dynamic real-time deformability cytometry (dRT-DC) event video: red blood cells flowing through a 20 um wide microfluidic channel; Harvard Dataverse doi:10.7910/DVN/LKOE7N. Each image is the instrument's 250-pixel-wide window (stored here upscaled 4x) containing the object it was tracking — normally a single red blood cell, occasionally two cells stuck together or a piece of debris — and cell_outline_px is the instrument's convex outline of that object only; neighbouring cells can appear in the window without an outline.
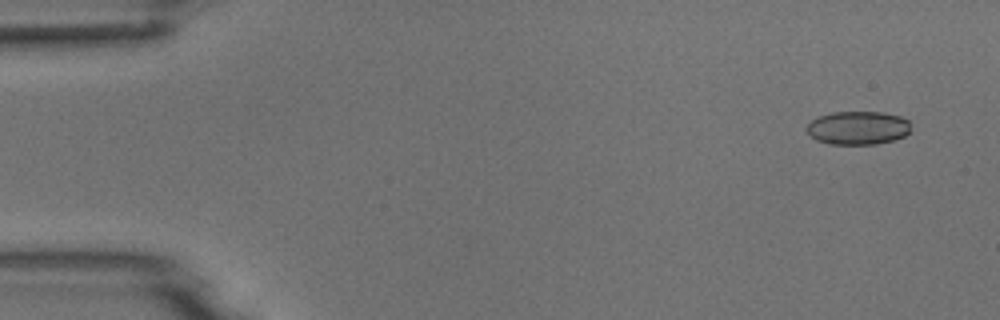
{"species": "common noctule bat (a hibernating species)", "species_latin": "Nyctalus noctula", "temperature_condition": "room temperature", "stored_images_in_passage": 6, "camera_frame_rate_fps": 3000, "um_per_image_px": 0.085, "animal": {"sex": "male", "body_mass_g": 18.8}, "frame": {"image": 1, "passage_image": 1, "time_ms": 0.0, "image_size_px": [1000, 320], "cell_outline_px": [[912, 132], [904, 136], [892, 140], [876, 144], [828, 144], [816, 140], [804, 128], [812, 120], [820, 116], [832, 112], [884, 112], [900, 116], [908, 120]], "centroid_in_image_um": [72.94, 10.87], "position_along_channel_um": 12.1, "area_um2": 20.4}}
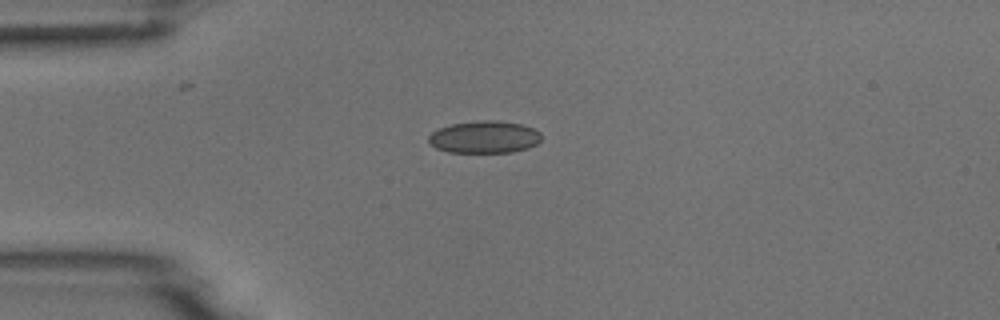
{"frame": {"image": 2, "passage_image": 4, "time_ms": 1.0, "image_size_px": [1000, 320], "cell_outline_px": [[540, 140], [536, 144], [528, 148], [512, 152], [448, 152], [436, 148], [428, 140], [428, 136], [432, 132], [440, 128], [452, 124], [480, 120], [496, 120], [520, 124], [532, 128], [540, 132]], "centroid_in_image_um": [41.17, 11.65], "position_along_channel_um": 43.8, "area_um2": 21.04}}
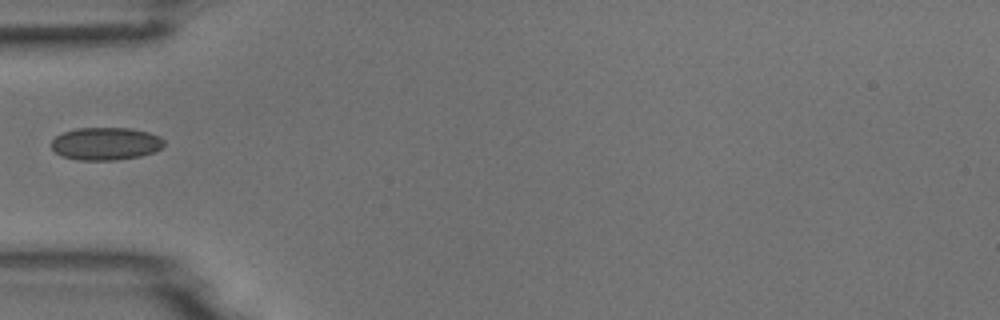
{"frame": {"image": 3, "passage_image": 5, "time_ms": 1.333, "image_size_px": [1000, 320], "cell_outline_px": [[164, 144], [160, 148], [152, 152], [140, 156], [116, 160], [76, 160], [64, 156], [56, 152], [52, 148], [52, 140], [56, 136], [64, 132], [76, 128], [132, 128], [148, 132], [160, 136], [164, 140]], "centroid_in_image_um": [8.99, 12.21], "position_along_channel_um": 76.0, "area_um2": 21.39}}